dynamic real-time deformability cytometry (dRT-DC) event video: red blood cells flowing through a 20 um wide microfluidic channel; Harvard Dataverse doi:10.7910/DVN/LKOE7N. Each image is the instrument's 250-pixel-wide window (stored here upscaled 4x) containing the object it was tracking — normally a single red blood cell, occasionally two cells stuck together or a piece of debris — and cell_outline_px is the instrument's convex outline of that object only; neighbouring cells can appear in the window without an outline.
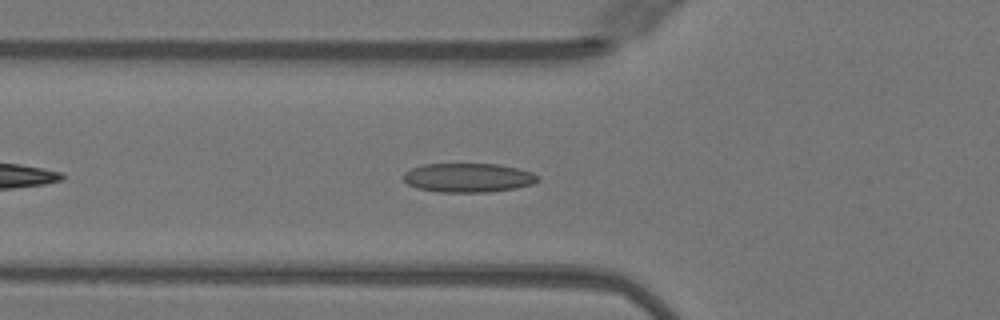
{"species": "Egyptian fruit bat (a non-hibernating species)", "species_latin": "Rousettus aegyptiacus", "temperature_condition": "warm", "stored_images_in_passage": 36, "camera_frame_rate_fps": 3000, "um_per_image_px": 0.085, "animal": {"sex": "female"}, "frame": {"image": 1, "passage_image": 6, "time_ms": 1.667, "image_size_px": [1000, 320], "cell_outline_px": [[540, 180], [532, 184], [516, 188], [488, 192], [440, 192], [416, 188], [408, 184], [404, 180], [404, 172], [412, 168], [424, 164], [496, 164], [516, 168], [532, 172], [540, 176]], "centroid_in_image_um": [39.81, 15.11], "position_along_channel_um": 86.0, "area_um2": 22.77}}
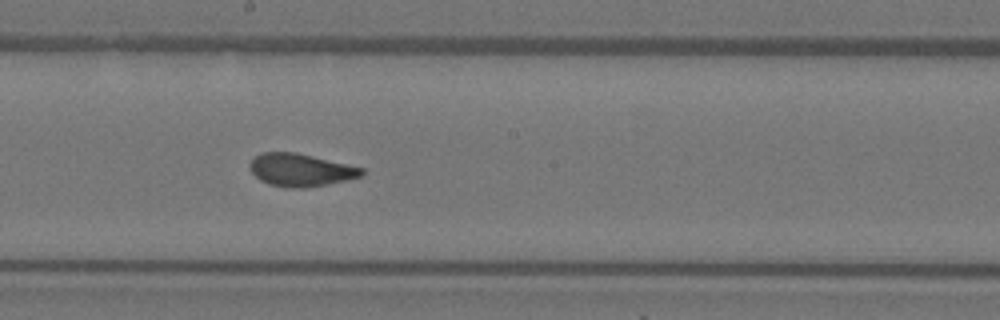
{"frame": {"image": 2, "passage_image": 16, "time_ms": 5.0, "image_size_px": [1000, 320], "cell_outline_px": [[364, 172], [360, 176], [344, 180], [304, 188], [288, 188], [268, 184], [260, 180], [252, 172], [248, 164], [260, 152], [296, 152], [364, 168]], "centroid_in_image_um": [25.51, 14.44], "position_along_channel_um": 222.7, "area_um2": 21.1}}
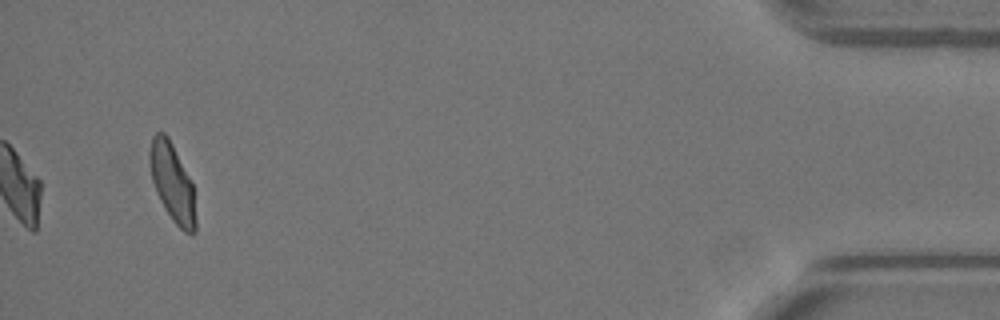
{"frame": {"image": 3, "passage_image": 36, "time_ms": 11.667, "image_size_px": [1000, 320], "cell_outline_px": [[196, 232], [192, 236], [184, 232], [172, 220], [164, 208], [156, 192], [152, 180], [148, 156], [152, 136], [156, 132], [164, 132], [168, 136], [192, 184], [196, 220]], "centroid_in_image_um": [14.64, 15.56], "position_along_channel_um": 420.6, "area_um2": 20.87}, "authors_computed_cell_mechanics": {"area_um2": 21.386, "velocity_mm_per_s": 4.0702, "shape_relaxation_time_tau1_ms": 5.9847, "shape_relaxation_time_tau2_ms": 0.8654, "deformation_change_tau1": 0.1875, "deformation_change_tau2": 0.0693}}